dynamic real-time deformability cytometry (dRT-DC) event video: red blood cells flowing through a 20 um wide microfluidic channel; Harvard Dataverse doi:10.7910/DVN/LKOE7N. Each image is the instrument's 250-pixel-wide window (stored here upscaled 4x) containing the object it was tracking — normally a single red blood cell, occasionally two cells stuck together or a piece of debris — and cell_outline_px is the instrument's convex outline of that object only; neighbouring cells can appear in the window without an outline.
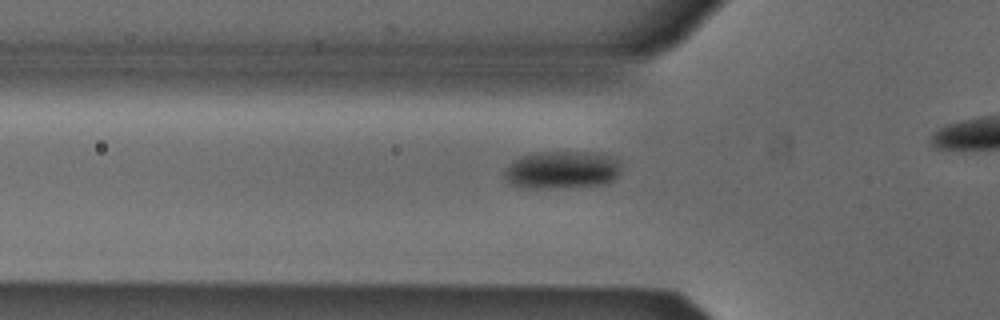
{"species": "Egyptian fruit bat (a non-hibernating species)", "species_latin": "Rousettus aegyptiacus", "temperature_condition": "cold", "stored_images_in_passage": 15, "camera_frame_rate_fps": 3000, "um_per_image_px": 0.085, "animal": {"sex": "male"}, "frame": {"image": 1, "passage_image": 3, "time_ms": 0.667, "image_size_px": [1000, 320], "cell_outline_px": [[620, 172], [612, 180], [600, 184], [548, 188], [524, 188], [512, 184], [504, 176], [504, 172], [516, 160], [524, 156], [536, 152], [596, 152], [620, 160]], "centroid_in_image_um": [47.79, 14.43], "position_along_channel_um": 78.0, "area_um2": 25.14}}
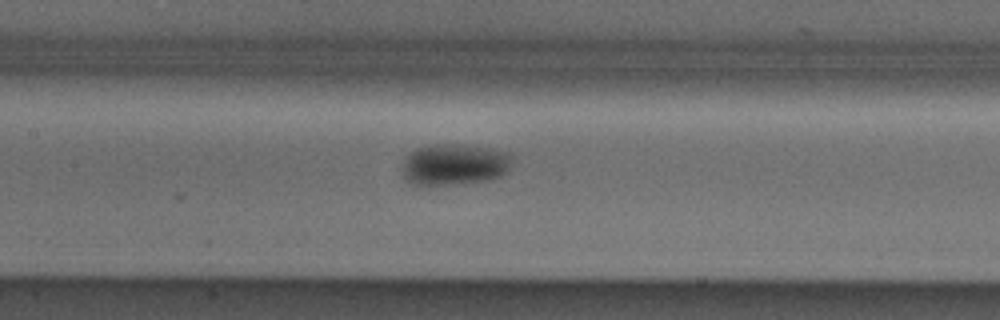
{"frame": {"image": 2, "passage_image": 10, "time_ms": 3.0, "image_size_px": [1000, 320], "cell_outline_px": [[512, 160], [508, 172], [500, 176], [488, 180], [448, 184], [412, 184], [404, 176], [400, 168], [404, 160], [416, 148], [436, 144], [460, 144], [488, 148], [508, 152], [512, 156]], "centroid_in_image_um": [38.64, 13.96], "position_along_channel_um": 168.8, "area_um2": 26.3}}
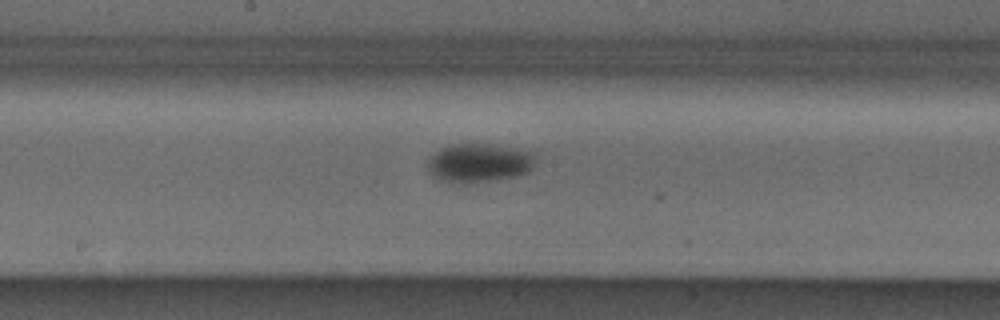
{"frame": {"image": 3, "passage_image": 13, "time_ms": 4.0, "image_size_px": [1000, 320], "cell_outline_px": [[536, 156], [532, 168], [528, 172], [516, 176], [496, 180], [464, 184], [452, 184], [436, 176], [428, 168], [428, 160], [440, 148], [448, 144], [492, 144], [536, 152]], "centroid_in_image_um": [40.76, 13.84], "position_along_channel_um": 207.4, "area_um2": 24.57}}